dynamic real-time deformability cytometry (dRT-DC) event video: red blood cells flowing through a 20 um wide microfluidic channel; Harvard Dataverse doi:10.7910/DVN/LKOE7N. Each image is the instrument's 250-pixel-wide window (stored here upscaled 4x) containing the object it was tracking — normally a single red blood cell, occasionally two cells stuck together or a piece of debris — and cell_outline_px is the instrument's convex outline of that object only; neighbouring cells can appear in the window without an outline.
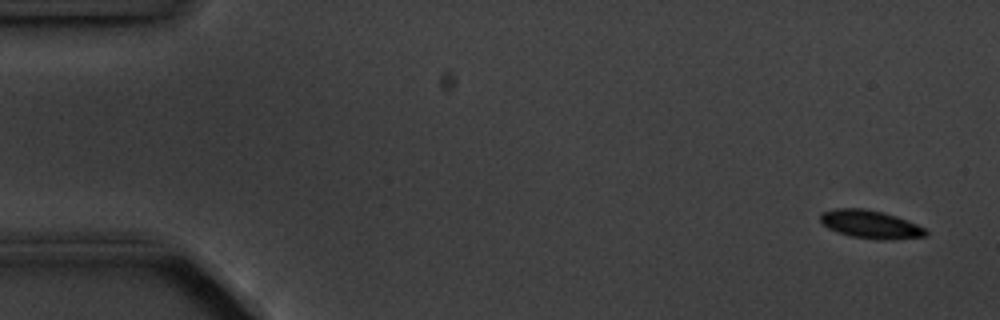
{"species": "common noctule bat (a hibernating species)", "species_latin": "Nyctalus noctula", "temperature_condition": "cold", "stored_images_in_passage": 10, "camera_frame_rate_fps": 3000, "um_per_image_px": 0.085, "animal": {"sex": "male", "body_mass_g": 20.1, "forearm_length_mm": 53.5}, "frame": {"image": 1, "passage_image": 1, "time_ms": 0.0, "image_size_px": [1000, 320], "cell_outline_px": [[928, 236], [884, 240], [880, 240], [852, 236], [836, 232], [820, 224], [820, 212], [836, 208], [864, 208], [884, 212], [908, 220], [924, 228], [928, 232]], "centroid_in_image_um": [73.96, 19.06], "position_along_channel_um": 11.0, "area_um2": 17.46}}
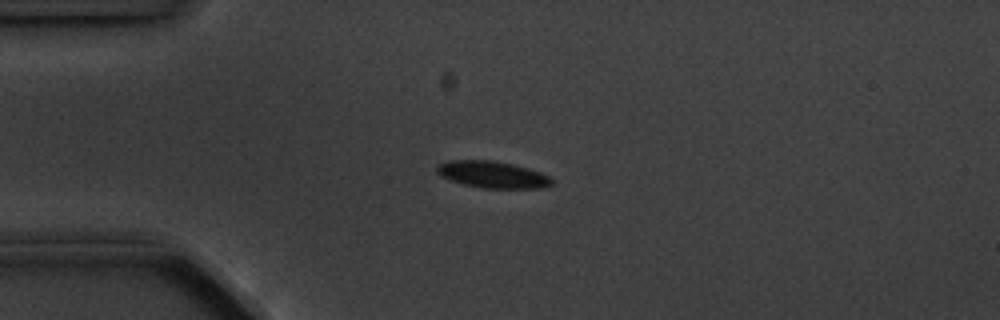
{"frame": {"image": 2, "passage_image": 4, "time_ms": 3.667, "image_size_px": [1000, 320], "cell_outline_px": [[556, 180], [552, 184], [540, 188], [484, 188], [464, 184], [448, 180], [440, 176], [436, 172], [436, 168], [440, 164], [452, 160], [492, 160], [512, 164], [528, 168], [540, 172]], "centroid_in_image_um": [41.87, 14.84], "position_along_channel_um": 43.1, "area_um2": 17.92}}